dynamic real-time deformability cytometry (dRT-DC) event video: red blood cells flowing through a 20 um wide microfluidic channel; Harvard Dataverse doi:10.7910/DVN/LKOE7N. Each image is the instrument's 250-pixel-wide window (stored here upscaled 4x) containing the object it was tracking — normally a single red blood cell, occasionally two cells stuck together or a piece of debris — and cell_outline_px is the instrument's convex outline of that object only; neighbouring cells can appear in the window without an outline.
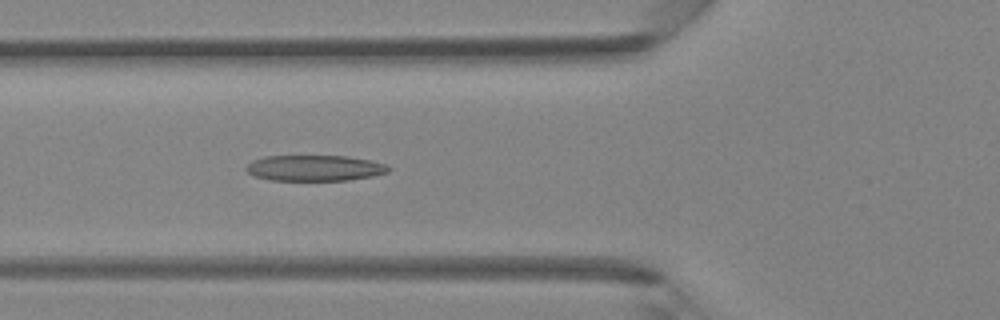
{"species": "Egyptian fruit bat (a non-hibernating species)", "species_latin": "Rousettus aegyptiacus", "temperature_condition": "room temperature", "stored_images_in_passage": 42, "camera_frame_rate_fps": 3000, "um_per_image_px": 0.085, "animal": {"sex": "female"}, "frame": {"image": 1, "passage_image": 15, "time_ms": 4.667, "image_size_px": [1000, 320], "cell_outline_px": [[392, 168], [388, 172], [372, 176], [348, 180], [268, 180], [256, 176], [248, 172], [244, 168], [252, 160], [264, 156], [348, 156], [372, 160], [388, 164]], "centroid_in_image_um": [26.78, 14.27], "position_along_channel_um": 99.0, "area_um2": 21.56}}
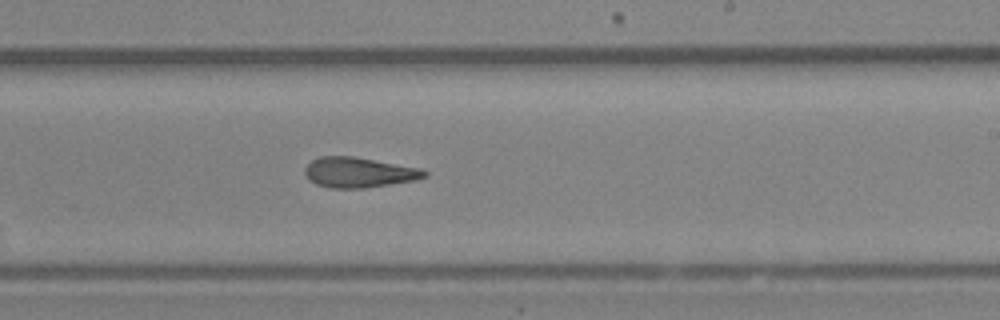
{"frame": {"image": 2, "passage_image": 25, "time_ms": 8.0, "image_size_px": [1000, 320], "cell_outline_px": [[428, 176], [416, 180], [364, 188], [328, 188], [316, 184], [308, 180], [304, 172], [304, 168], [312, 160], [320, 156], [352, 156], [424, 168], [428, 172]], "centroid_in_image_um": [30.52, 14.65], "position_along_channel_um": 258.5, "area_um2": 21.33}}
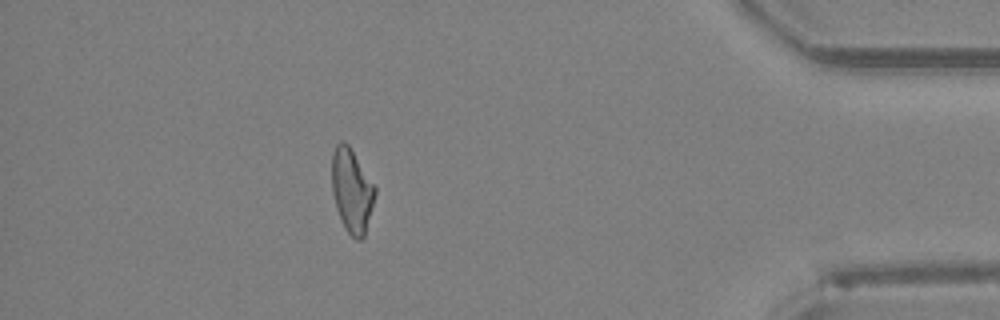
{"frame": {"image": 3, "passage_image": 37, "time_ms": 12.0, "image_size_px": [1000, 320], "cell_outline_px": [[376, 192], [364, 236], [360, 240], [356, 240], [348, 232], [336, 208], [332, 192], [332, 152], [336, 144], [340, 140], [344, 140], [348, 144], [376, 188]], "centroid_in_image_um": [29.88, 16.16], "position_along_channel_um": 405.3, "area_um2": 20.75}}